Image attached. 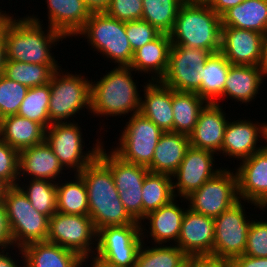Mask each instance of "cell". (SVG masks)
Instances as JSON below:
<instances>
[{
	"instance_id": "obj_24",
	"label": "cell",
	"mask_w": 267,
	"mask_h": 267,
	"mask_svg": "<svg viewBox=\"0 0 267 267\" xmlns=\"http://www.w3.org/2000/svg\"><path fill=\"white\" fill-rule=\"evenodd\" d=\"M143 92L140 113L164 132H173L172 89L161 81L149 80Z\"/></svg>"
},
{
	"instance_id": "obj_32",
	"label": "cell",
	"mask_w": 267,
	"mask_h": 267,
	"mask_svg": "<svg viewBox=\"0 0 267 267\" xmlns=\"http://www.w3.org/2000/svg\"><path fill=\"white\" fill-rule=\"evenodd\" d=\"M207 103L197 93L172 89L173 132L189 135Z\"/></svg>"
},
{
	"instance_id": "obj_21",
	"label": "cell",
	"mask_w": 267,
	"mask_h": 267,
	"mask_svg": "<svg viewBox=\"0 0 267 267\" xmlns=\"http://www.w3.org/2000/svg\"><path fill=\"white\" fill-rule=\"evenodd\" d=\"M62 170L65 169L46 140L19 152V177L28 174L25 177L30 176V179L57 182Z\"/></svg>"
},
{
	"instance_id": "obj_6",
	"label": "cell",
	"mask_w": 267,
	"mask_h": 267,
	"mask_svg": "<svg viewBox=\"0 0 267 267\" xmlns=\"http://www.w3.org/2000/svg\"><path fill=\"white\" fill-rule=\"evenodd\" d=\"M84 35L88 43L119 66H130L133 51L125 31V22L105 12H93L76 37Z\"/></svg>"
},
{
	"instance_id": "obj_34",
	"label": "cell",
	"mask_w": 267,
	"mask_h": 267,
	"mask_svg": "<svg viewBox=\"0 0 267 267\" xmlns=\"http://www.w3.org/2000/svg\"><path fill=\"white\" fill-rule=\"evenodd\" d=\"M230 66L231 63L220 51L209 56L204 64L200 97L208 103H218L216 99L224 92V85Z\"/></svg>"
},
{
	"instance_id": "obj_38",
	"label": "cell",
	"mask_w": 267,
	"mask_h": 267,
	"mask_svg": "<svg viewBox=\"0 0 267 267\" xmlns=\"http://www.w3.org/2000/svg\"><path fill=\"white\" fill-rule=\"evenodd\" d=\"M55 71L49 65L6 61L3 75L27 88L48 84Z\"/></svg>"
},
{
	"instance_id": "obj_11",
	"label": "cell",
	"mask_w": 267,
	"mask_h": 267,
	"mask_svg": "<svg viewBox=\"0 0 267 267\" xmlns=\"http://www.w3.org/2000/svg\"><path fill=\"white\" fill-rule=\"evenodd\" d=\"M68 121V122H67ZM66 122L52 123L45 130V140L51 146L54 154L58 157L59 163L67 168L73 169L79 174L87 165L97 157L102 142L96 140L94 147L87 153L83 152V137L81 127L78 123L67 120ZM85 154V155H84Z\"/></svg>"
},
{
	"instance_id": "obj_14",
	"label": "cell",
	"mask_w": 267,
	"mask_h": 267,
	"mask_svg": "<svg viewBox=\"0 0 267 267\" xmlns=\"http://www.w3.org/2000/svg\"><path fill=\"white\" fill-rule=\"evenodd\" d=\"M221 168L213 178L185 198L192 211L215 218L239 201L236 172Z\"/></svg>"
},
{
	"instance_id": "obj_40",
	"label": "cell",
	"mask_w": 267,
	"mask_h": 267,
	"mask_svg": "<svg viewBox=\"0 0 267 267\" xmlns=\"http://www.w3.org/2000/svg\"><path fill=\"white\" fill-rule=\"evenodd\" d=\"M49 99L50 82L29 88L17 114L39 123L46 130L49 127Z\"/></svg>"
},
{
	"instance_id": "obj_36",
	"label": "cell",
	"mask_w": 267,
	"mask_h": 267,
	"mask_svg": "<svg viewBox=\"0 0 267 267\" xmlns=\"http://www.w3.org/2000/svg\"><path fill=\"white\" fill-rule=\"evenodd\" d=\"M75 180L57 182V212L73 215H88L87 189L84 180L74 175Z\"/></svg>"
},
{
	"instance_id": "obj_51",
	"label": "cell",
	"mask_w": 267,
	"mask_h": 267,
	"mask_svg": "<svg viewBox=\"0 0 267 267\" xmlns=\"http://www.w3.org/2000/svg\"><path fill=\"white\" fill-rule=\"evenodd\" d=\"M191 267H233L230 263L214 262L209 260L193 261Z\"/></svg>"
},
{
	"instance_id": "obj_56",
	"label": "cell",
	"mask_w": 267,
	"mask_h": 267,
	"mask_svg": "<svg viewBox=\"0 0 267 267\" xmlns=\"http://www.w3.org/2000/svg\"><path fill=\"white\" fill-rule=\"evenodd\" d=\"M4 11H0V32L3 28L4 23L8 20L10 14H7L6 11L5 13H3Z\"/></svg>"
},
{
	"instance_id": "obj_18",
	"label": "cell",
	"mask_w": 267,
	"mask_h": 267,
	"mask_svg": "<svg viewBox=\"0 0 267 267\" xmlns=\"http://www.w3.org/2000/svg\"><path fill=\"white\" fill-rule=\"evenodd\" d=\"M264 34L222 27L220 52L232 65L261 66L263 59Z\"/></svg>"
},
{
	"instance_id": "obj_53",
	"label": "cell",
	"mask_w": 267,
	"mask_h": 267,
	"mask_svg": "<svg viewBox=\"0 0 267 267\" xmlns=\"http://www.w3.org/2000/svg\"><path fill=\"white\" fill-rule=\"evenodd\" d=\"M6 60H7V57H6L5 40H4V35L1 31L0 32V75L3 74Z\"/></svg>"
},
{
	"instance_id": "obj_57",
	"label": "cell",
	"mask_w": 267,
	"mask_h": 267,
	"mask_svg": "<svg viewBox=\"0 0 267 267\" xmlns=\"http://www.w3.org/2000/svg\"><path fill=\"white\" fill-rule=\"evenodd\" d=\"M7 187L8 186L2 180H0V200H3Z\"/></svg>"
},
{
	"instance_id": "obj_28",
	"label": "cell",
	"mask_w": 267,
	"mask_h": 267,
	"mask_svg": "<svg viewBox=\"0 0 267 267\" xmlns=\"http://www.w3.org/2000/svg\"><path fill=\"white\" fill-rule=\"evenodd\" d=\"M0 139L17 151L35 146L45 140V129L37 122L10 115L0 119Z\"/></svg>"
},
{
	"instance_id": "obj_50",
	"label": "cell",
	"mask_w": 267,
	"mask_h": 267,
	"mask_svg": "<svg viewBox=\"0 0 267 267\" xmlns=\"http://www.w3.org/2000/svg\"><path fill=\"white\" fill-rule=\"evenodd\" d=\"M87 8L93 12H105L111 0H83Z\"/></svg>"
},
{
	"instance_id": "obj_41",
	"label": "cell",
	"mask_w": 267,
	"mask_h": 267,
	"mask_svg": "<svg viewBox=\"0 0 267 267\" xmlns=\"http://www.w3.org/2000/svg\"><path fill=\"white\" fill-rule=\"evenodd\" d=\"M29 88L0 75V119L15 115Z\"/></svg>"
},
{
	"instance_id": "obj_13",
	"label": "cell",
	"mask_w": 267,
	"mask_h": 267,
	"mask_svg": "<svg viewBox=\"0 0 267 267\" xmlns=\"http://www.w3.org/2000/svg\"><path fill=\"white\" fill-rule=\"evenodd\" d=\"M211 54L203 48L172 45L168 69L161 82L175 91L192 92L200 96L204 64Z\"/></svg>"
},
{
	"instance_id": "obj_52",
	"label": "cell",
	"mask_w": 267,
	"mask_h": 267,
	"mask_svg": "<svg viewBox=\"0 0 267 267\" xmlns=\"http://www.w3.org/2000/svg\"><path fill=\"white\" fill-rule=\"evenodd\" d=\"M4 253L5 251L0 252V267H22V266L17 265V261H14L11 258V255H9V252H6V254Z\"/></svg>"
},
{
	"instance_id": "obj_4",
	"label": "cell",
	"mask_w": 267,
	"mask_h": 267,
	"mask_svg": "<svg viewBox=\"0 0 267 267\" xmlns=\"http://www.w3.org/2000/svg\"><path fill=\"white\" fill-rule=\"evenodd\" d=\"M132 71L129 66L117 65L96 83L91 80L90 113L101 117L139 113L142 97L132 79Z\"/></svg>"
},
{
	"instance_id": "obj_15",
	"label": "cell",
	"mask_w": 267,
	"mask_h": 267,
	"mask_svg": "<svg viewBox=\"0 0 267 267\" xmlns=\"http://www.w3.org/2000/svg\"><path fill=\"white\" fill-rule=\"evenodd\" d=\"M176 245L193 261H213L214 218L186 208Z\"/></svg>"
},
{
	"instance_id": "obj_1",
	"label": "cell",
	"mask_w": 267,
	"mask_h": 267,
	"mask_svg": "<svg viewBox=\"0 0 267 267\" xmlns=\"http://www.w3.org/2000/svg\"><path fill=\"white\" fill-rule=\"evenodd\" d=\"M41 23L34 15L17 20L9 16L1 30L6 46V61L49 65L54 71L60 68L50 49L53 44L57 45L55 42L66 38L49 26L45 33Z\"/></svg>"
},
{
	"instance_id": "obj_39",
	"label": "cell",
	"mask_w": 267,
	"mask_h": 267,
	"mask_svg": "<svg viewBox=\"0 0 267 267\" xmlns=\"http://www.w3.org/2000/svg\"><path fill=\"white\" fill-rule=\"evenodd\" d=\"M29 182L28 186L21 187L19 183L17 186L39 213L50 218L57 212V182L36 179Z\"/></svg>"
},
{
	"instance_id": "obj_37",
	"label": "cell",
	"mask_w": 267,
	"mask_h": 267,
	"mask_svg": "<svg viewBox=\"0 0 267 267\" xmlns=\"http://www.w3.org/2000/svg\"><path fill=\"white\" fill-rule=\"evenodd\" d=\"M186 0H143L142 20L160 33L169 34L174 26L181 5Z\"/></svg>"
},
{
	"instance_id": "obj_27",
	"label": "cell",
	"mask_w": 267,
	"mask_h": 267,
	"mask_svg": "<svg viewBox=\"0 0 267 267\" xmlns=\"http://www.w3.org/2000/svg\"><path fill=\"white\" fill-rule=\"evenodd\" d=\"M266 76L261 66L232 65L227 74L224 92L220 97L228 96L237 102L249 103L259 93Z\"/></svg>"
},
{
	"instance_id": "obj_30",
	"label": "cell",
	"mask_w": 267,
	"mask_h": 267,
	"mask_svg": "<svg viewBox=\"0 0 267 267\" xmlns=\"http://www.w3.org/2000/svg\"><path fill=\"white\" fill-rule=\"evenodd\" d=\"M222 27L267 33V0H245L221 15Z\"/></svg>"
},
{
	"instance_id": "obj_33",
	"label": "cell",
	"mask_w": 267,
	"mask_h": 267,
	"mask_svg": "<svg viewBox=\"0 0 267 267\" xmlns=\"http://www.w3.org/2000/svg\"><path fill=\"white\" fill-rule=\"evenodd\" d=\"M143 243L136 256L135 267H191L193 260L177 245H156L145 248Z\"/></svg>"
},
{
	"instance_id": "obj_20",
	"label": "cell",
	"mask_w": 267,
	"mask_h": 267,
	"mask_svg": "<svg viewBox=\"0 0 267 267\" xmlns=\"http://www.w3.org/2000/svg\"><path fill=\"white\" fill-rule=\"evenodd\" d=\"M226 117L219 103H207L189 134L190 146L219 154L228 123Z\"/></svg>"
},
{
	"instance_id": "obj_19",
	"label": "cell",
	"mask_w": 267,
	"mask_h": 267,
	"mask_svg": "<svg viewBox=\"0 0 267 267\" xmlns=\"http://www.w3.org/2000/svg\"><path fill=\"white\" fill-rule=\"evenodd\" d=\"M258 138L267 142V123H253L246 119L228 121L220 153L244 160L265 147H256L257 141L260 140Z\"/></svg>"
},
{
	"instance_id": "obj_54",
	"label": "cell",
	"mask_w": 267,
	"mask_h": 267,
	"mask_svg": "<svg viewBox=\"0 0 267 267\" xmlns=\"http://www.w3.org/2000/svg\"><path fill=\"white\" fill-rule=\"evenodd\" d=\"M261 67L264 69V72L267 75V33L264 35L263 42V59Z\"/></svg>"
},
{
	"instance_id": "obj_45",
	"label": "cell",
	"mask_w": 267,
	"mask_h": 267,
	"mask_svg": "<svg viewBox=\"0 0 267 267\" xmlns=\"http://www.w3.org/2000/svg\"><path fill=\"white\" fill-rule=\"evenodd\" d=\"M143 0H111L105 13L119 21L142 19Z\"/></svg>"
},
{
	"instance_id": "obj_7",
	"label": "cell",
	"mask_w": 267,
	"mask_h": 267,
	"mask_svg": "<svg viewBox=\"0 0 267 267\" xmlns=\"http://www.w3.org/2000/svg\"><path fill=\"white\" fill-rule=\"evenodd\" d=\"M60 70L55 71L50 80L49 126L76 117L84 107L90 111V80L76 73L63 74Z\"/></svg>"
},
{
	"instance_id": "obj_12",
	"label": "cell",
	"mask_w": 267,
	"mask_h": 267,
	"mask_svg": "<svg viewBox=\"0 0 267 267\" xmlns=\"http://www.w3.org/2000/svg\"><path fill=\"white\" fill-rule=\"evenodd\" d=\"M130 117L121 131L119 145L112 150L124 161L148 167L164 131L140 112Z\"/></svg>"
},
{
	"instance_id": "obj_35",
	"label": "cell",
	"mask_w": 267,
	"mask_h": 267,
	"mask_svg": "<svg viewBox=\"0 0 267 267\" xmlns=\"http://www.w3.org/2000/svg\"><path fill=\"white\" fill-rule=\"evenodd\" d=\"M172 176L149 172L142 187L143 218L175 198Z\"/></svg>"
},
{
	"instance_id": "obj_48",
	"label": "cell",
	"mask_w": 267,
	"mask_h": 267,
	"mask_svg": "<svg viewBox=\"0 0 267 267\" xmlns=\"http://www.w3.org/2000/svg\"><path fill=\"white\" fill-rule=\"evenodd\" d=\"M230 264L233 267H267V257H251L243 254L233 259Z\"/></svg>"
},
{
	"instance_id": "obj_29",
	"label": "cell",
	"mask_w": 267,
	"mask_h": 267,
	"mask_svg": "<svg viewBox=\"0 0 267 267\" xmlns=\"http://www.w3.org/2000/svg\"><path fill=\"white\" fill-rule=\"evenodd\" d=\"M176 199H172L166 205L147 214L143 218L149 220V236L154 240V244H166L170 240L177 243L181 231V223L186 210L176 204Z\"/></svg>"
},
{
	"instance_id": "obj_22",
	"label": "cell",
	"mask_w": 267,
	"mask_h": 267,
	"mask_svg": "<svg viewBox=\"0 0 267 267\" xmlns=\"http://www.w3.org/2000/svg\"><path fill=\"white\" fill-rule=\"evenodd\" d=\"M48 26L65 38L76 36L90 17L83 0H46Z\"/></svg>"
},
{
	"instance_id": "obj_46",
	"label": "cell",
	"mask_w": 267,
	"mask_h": 267,
	"mask_svg": "<svg viewBox=\"0 0 267 267\" xmlns=\"http://www.w3.org/2000/svg\"><path fill=\"white\" fill-rule=\"evenodd\" d=\"M142 190H123L119 193L128 214L137 222L143 220Z\"/></svg>"
},
{
	"instance_id": "obj_31",
	"label": "cell",
	"mask_w": 267,
	"mask_h": 267,
	"mask_svg": "<svg viewBox=\"0 0 267 267\" xmlns=\"http://www.w3.org/2000/svg\"><path fill=\"white\" fill-rule=\"evenodd\" d=\"M103 146L99 150L98 158L111 170L118 192L142 190L144 179L150 172L149 169L124 161L114 151L106 153Z\"/></svg>"
},
{
	"instance_id": "obj_2",
	"label": "cell",
	"mask_w": 267,
	"mask_h": 267,
	"mask_svg": "<svg viewBox=\"0 0 267 267\" xmlns=\"http://www.w3.org/2000/svg\"><path fill=\"white\" fill-rule=\"evenodd\" d=\"M78 175L87 189L88 215L96 230L107 226L140 224L125 210L111 170L98 157Z\"/></svg>"
},
{
	"instance_id": "obj_17",
	"label": "cell",
	"mask_w": 267,
	"mask_h": 267,
	"mask_svg": "<svg viewBox=\"0 0 267 267\" xmlns=\"http://www.w3.org/2000/svg\"><path fill=\"white\" fill-rule=\"evenodd\" d=\"M236 170L239 200L267 208V144L240 162Z\"/></svg>"
},
{
	"instance_id": "obj_16",
	"label": "cell",
	"mask_w": 267,
	"mask_h": 267,
	"mask_svg": "<svg viewBox=\"0 0 267 267\" xmlns=\"http://www.w3.org/2000/svg\"><path fill=\"white\" fill-rule=\"evenodd\" d=\"M214 154L192 146L187 149L177 171L172 175V178L177 179L175 183H172L175 198L180 196L179 198L185 199L222 170L221 168L213 169Z\"/></svg>"
},
{
	"instance_id": "obj_49",
	"label": "cell",
	"mask_w": 267,
	"mask_h": 267,
	"mask_svg": "<svg viewBox=\"0 0 267 267\" xmlns=\"http://www.w3.org/2000/svg\"><path fill=\"white\" fill-rule=\"evenodd\" d=\"M245 0H211L208 5L219 16L226 12L229 8L239 5Z\"/></svg>"
},
{
	"instance_id": "obj_3",
	"label": "cell",
	"mask_w": 267,
	"mask_h": 267,
	"mask_svg": "<svg viewBox=\"0 0 267 267\" xmlns=\"http://www.w3.org/2000/svg\"><path fill=\"white\" fill-rule=\"evenodd\" d=\"M172 45L203 48L211 53L221 50L222 24L208 3L185 1L169 33Z\"/></svg>"
},
{
	"instance_id": "obj_42",
	"label": "cell",
	"mask_w": 267,
	"mask_h": 267,
	"mask_svg": "<svg viewBox=\"0 0 267 267\" xmlns=\"http://www.w3.org/2000/svg\"><path fill=\"white\" fill-rule=\"evenodd\" d=\"M0 180L8 187L19 182V151L0 139Z\"/></svg>"
},
{
	"instance_id": "obj_25",
	"label": "cell",
	"mask_w": 267,
	"mask_h": 267,
	"mask_svg": "<svg viewBox=\"0 0 267 267\" xmlns=\"http://www.w3.org/2000/svg\"><path fill=\"white\" fill-rule=\"evenodd\" d=\"M172 43L169 34L161 33L156 39L134 52L130 68L135 73H151V81H161L165 76ZM155 73V74H154Z\"/></svg>"
},
{
	"instance_id": "obj_23",
	"label": "cell",
	"mask_w": 267,
	"mask_h": 267,
	"mask_svg": "<svg viewBox=\"0 0 267 267\" xmlns=\"http://www.w3.org/2000/svg\"><path fill=\"white\" fill-rule=\"evenodd\" d=\"M24 267H81L83 259L75 252L48 241L32 242L21 249Z\"/></svg>"
},
{
	"instance_id": "obj_9",
	"label": "cell",
	"mask_w": 267,
	"mask_h": 267,
	"mask_svg": "<svg viewBox=\"0 0 267 267\" xmlns=\"http://www.w3.org/2000/svg\"><path fill=\"white\" fill-rule=\"evenodd\" d=\"M242 204V201L239 200L228 210L214 218V262L230 263L245 252L247 235L252 220L250 221L247 218Z\"/></svg>"
},
{
	"instance_id": "obj_47",
	"label": "cell",
	"mask_w": 267,
	"mask_h": 267,
	"mask_svg": "<svg viewBox=\"0 0 267 267\" xmlns=\"http://www.w3.org/2000/svg\"><path fill=\"white\" fill-rule=\"evenodd\" d=\"M13 247L11 232L7 221L5 206L0 200V251H6ZM2 248V249H1Z\"/></svg>"
},
{
	"instance_id": "obj_58",
	"label": "cell",
	"mask_w": 267,
	"mask_h": 267,
	"mask_svg": "<svg viewBox=\"0 0 267 267\" xmlns=\"http://www.w3.org/2000/svg\"><path fill=\"white\" fill-rule=\"evenodd\" d=\"M194 3H209L211 0H186Z\"/></svg>"
},
{
	"instance_id": "obj_55",
	"label": "cell",
	"mask_w": 267,
	"mask_h": 267,
	"mask_svg": "<svg viewBox=\"0 0 267 267\" xmlns=\"http://www.w3.org/2000/svg\"><path fill=\"white\" fill-rule=\"evenodd\" d=\"M90 265H91L90 267H116V266L109 265L108 263L97 258L96 256H93L92 262Z\"/></svg>"
},
{
	"instance_id": "obj_26",
	"label": "cell",
	"mask_w": 267,
	"mask_h": 267,
	"mask_svg": "<svg viewBox=\"0 0 267 267\" xmlns=\"http://www.w3.org/2000/svg\"><path fill=\"white\" fill-rule=\"evenodd\" d=\"M190 147L189 135L164 132L155 147L152 163L147 167L152 173L172 176Z\"/></svg>"
},
{
	"instance_id": "obj_5",
	"label": "cell",
	"mask_w": 267,
	"mask_h": 267,
	"mask_svg": "<svg viewBox=\"0 0 267 267\" xmlns=\"http://www.w3.org/2000/svg\"><path fill=\"white\" fill-rule=\"evenodd\" d=\"M3 203L11 232L13 247L22 248L32 243L46 241L49 218L39 213L18 186L5 190Z\"/></svg>"
},
{
	"instance_id": "obj_10",
	"label": "cell",
	"mask_w": 267,
	"mask_h": 267,
	"mask_svg": "<svg viewBox=\"0 0 267 267\" xmlns=\"http://www.w3.org/2000/svg\"><path fill=\"white\" fill-rule=\"evenodd\" d=\"M142 222L124 226H107L97 230V249L93 255L116 267H135L143 243Z\"/></svg>"
},
{
	"instance_id": "obj_44",
	"label": "cell",
	"mask_w": 267,
	"mask_h": 267,
	"mask_svg": "<svg viewBox=\"0 0 267 267\" xmlns=\"http://www.w3.org/2000/svg\"><path fill=\"white\" fill-rule=\"evenodd\" d=\"M244 255L251 257H267V221L252 220Z\"/></svg>"
},
{
	"instance_id": "obj_43",
	"label": "cell",
	"mask_w": 267,
	"mask_h": 267,
	"mask_svg": "<svg viewBox=\"0 0 267 267\" xmlns=\"http://www.w3.org/2000/svg\"><path fill=\"white\" fill-rule=\"evenodd\" d=\"M125 31L133 53L161 34L155 27L142 19L125 22Z\"/></svg>"
},
{
	"instance_id": "obj_8",
	"label": "cell",
	"mask_w": 267,
	"mask_h": 267,
	"mask_svg": "<svg viewBox=\"0 0 267 267\" xmlns=\"http://www.w3.org/2000/svg\"><path fill=\"white\" fill-rule=\"evenodd\" d=\"M94 239L97 241V230L89 215L56 212L49 218L46 241L77 253L83 259V263L91 261L88 259L92 258L93 252L95 253L92 250L97 249Z\"/></svg>"
}]
</instances>
